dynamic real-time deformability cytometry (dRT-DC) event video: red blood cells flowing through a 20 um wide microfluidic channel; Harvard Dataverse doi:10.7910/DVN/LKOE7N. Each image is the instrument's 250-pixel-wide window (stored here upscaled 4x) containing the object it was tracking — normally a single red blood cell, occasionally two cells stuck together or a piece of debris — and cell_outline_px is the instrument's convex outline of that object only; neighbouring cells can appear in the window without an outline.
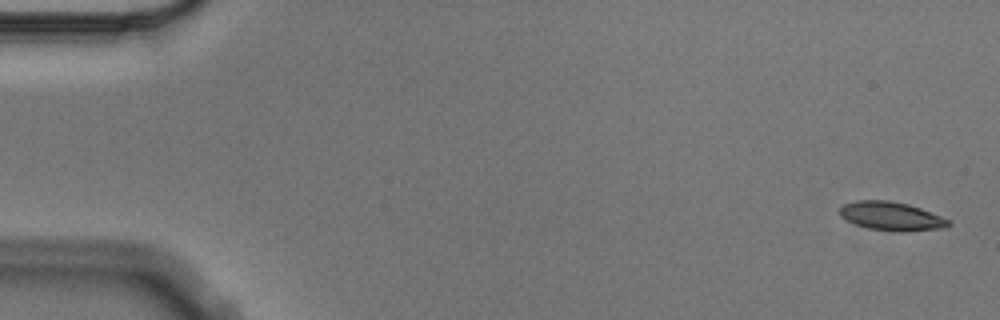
{"species": "Egyptian fruit bat (a non-hibernating species)", "species_latin": "Rousettus aegyptiacus", "temperature_condition": "cold", "stored_images_in_passage": 4, "camera_frame_rate_fps": 3000, "um_per_image_px": 0.085, "animal": {"sex": "male"}, "frame": {"image": 1, "passage_image": 1, "time_ms": 0.0, "image_size_px": [1000, 320], "cell_outline_px": [[952, 224], [948, 228], [904, 232], [900, 232], [868, 228], [856, 224], [840, 216], [840, 208], [844, 204], [856, 200], [888, 200], [908, 204], [920, 208], [952, 220]], "centroid_in_image_um": [75.84, 18.38], "position_along_channel_um": 9.2, "area_um2": 18.32}}